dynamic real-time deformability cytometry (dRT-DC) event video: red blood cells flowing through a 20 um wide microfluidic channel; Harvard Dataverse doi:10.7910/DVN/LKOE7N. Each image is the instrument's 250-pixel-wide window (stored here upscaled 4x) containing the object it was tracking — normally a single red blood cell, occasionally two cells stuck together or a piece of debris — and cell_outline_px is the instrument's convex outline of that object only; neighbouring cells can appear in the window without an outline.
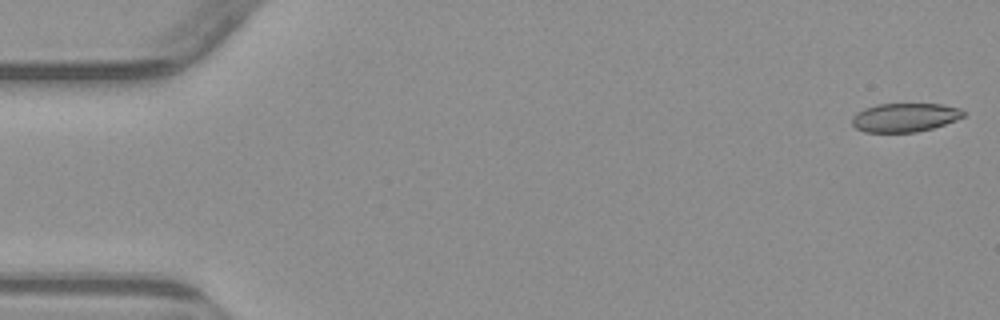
{"species": "common noctule bat (a hibernating species)", "species_latin": "Nyctalus noctula", "temperature_condition": "warm", "stored_images_in_passage": 4, "camera_frame_rate_fps": 3000, "um_per_image_px": 0.085, "animal": {"sex": "male", "body_mass_g": 23.1, "forearm_length_mm": 52.7}, "frame": {"image": 1, "passage_image": 1, "time_ms": 0.0, "image_size_px": [1000, 320], "cell_outline_px": [[964, 116], [956, 120], [932, 128], [916, 132], [864, 132], [856, 128], [852, 124], [852, 116], [856, 112], [864, 108], [880, 104], [944, 104], [960, 108], [964, 112]], "centroid_in_image_um": [76.89, 9.98], "position_along_channel_um": 8.1, "area_um2": 18.67}}
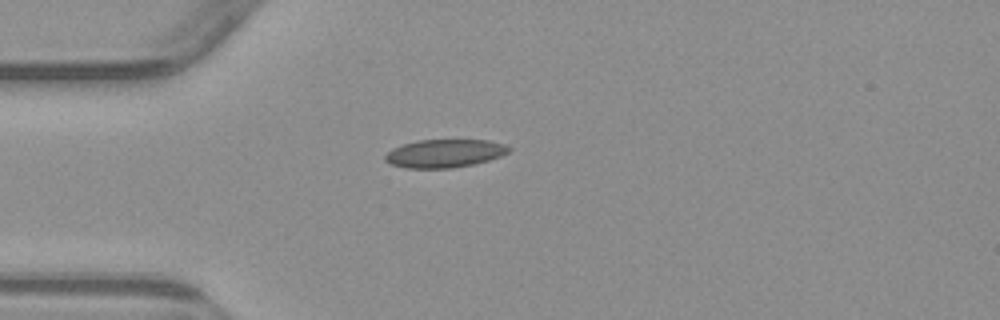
{"frame": {"image": 2, "passage_image": 4, "time_ms": 4.333, "image_size_px": [1000, 320], "cell_outline_px": [[512, 148], [508, 152], [500, 156], [488, 160], [472, 164], [452, 168], [404, 168], [392, 164], [384, 160], [384, 156], [392, 148], [416, 140], [488, 140], [504, 144]], "centroid_in_image_um": [37.77, 13.03], "position_along_channel_um": 47.2, "area_um2": 20.23}}